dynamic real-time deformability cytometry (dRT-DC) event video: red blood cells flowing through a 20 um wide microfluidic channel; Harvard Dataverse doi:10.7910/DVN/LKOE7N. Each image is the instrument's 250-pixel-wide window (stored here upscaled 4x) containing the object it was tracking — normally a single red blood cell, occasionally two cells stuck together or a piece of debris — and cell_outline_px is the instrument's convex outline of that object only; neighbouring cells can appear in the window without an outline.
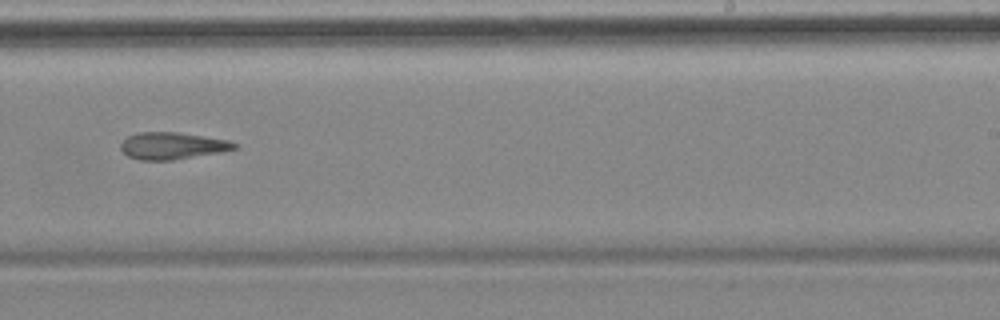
{"species": "common noctule bat (a hibernating species)", "species_latin": "Nyctalus noctula", "temperature_condition": "cold", "stored_images_in_passage": 10, "camera_frame_rate_fps": 3000, "um_per_image_px": 0.085, "animal": {"sex": "female", "body_mass_g": 18.4}, "frame": {"image": 1, "passage_image": 10, "time_ms": 10.333, "image_size_px": [1000, 320], "cell_outline_px": [[236, 148], [220, 152], [172, 160], [140, 160], [128, 156], [120, 148], [120, 144], [128, 136], [136, 132], [176, 132], [228, 140], [236, 144]], "centroid_in_image_um": [14.6, 12.39], "position_along_channel_um": 274.4, "area_um2": 17.63}}